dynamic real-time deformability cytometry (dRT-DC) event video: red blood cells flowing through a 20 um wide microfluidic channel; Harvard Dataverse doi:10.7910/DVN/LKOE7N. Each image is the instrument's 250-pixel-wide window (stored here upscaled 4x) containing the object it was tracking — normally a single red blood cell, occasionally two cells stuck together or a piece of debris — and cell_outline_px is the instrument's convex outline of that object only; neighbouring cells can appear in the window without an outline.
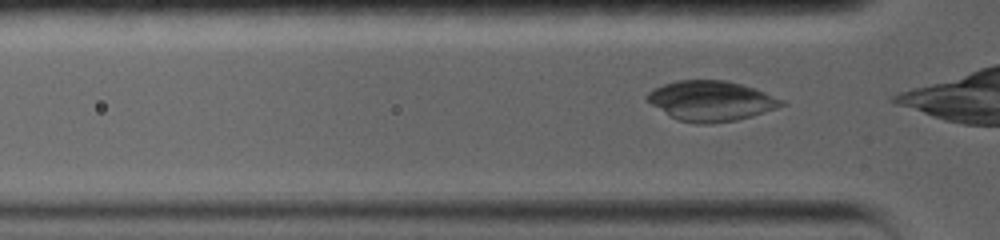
{"species": "common noctule bat (a hibernating species)", "species_latin": "Nyctalus noctula", "temperature_condition": "warm", "stored_images_in_passage": 22, "camera_frame_rate_fps": 5000, "um_per_image_px": 0.085, "animal": {"sex": "female", "body_mass_g": 19.0, "forearm_length_mm": 56.7}, "frame": {"image": 1, "passage_image": 3, "time_ms": 0.4, "image_size_px": [1000, 240], "cell_outline_px": [[784, 104], [776, 108], [752, 116], [736, 120], [708, 124], [696, 124], [676, 120], [652, 104], [644, 96], [648, 92], [664, 84], [676, 80], [728, 80], [764, 92], [784, 100]], "centroid_in_image_um": [60.41, 8.58], "position_along_channel_um": 65.4, "area_um2": 31.15}}
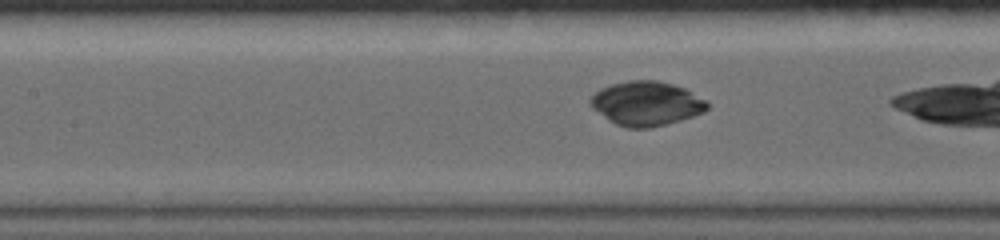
{"frame": {"image": 2, "passage_image": 13, "time_ms": 2.8, "image_size_px": [1000, 240], "cell_outline_px": [[708, 108], [704, 112], [680, 120], [648, 128], [628, 128], [616, 124], [608, 120], [592, 108], [588, 104], [588, 100], [600, 88], [612, 84], [628, 80], [656, 80], [672, 84], [684, 88], [708, 100]], "centroid_in_image_um": [54.92, 8.79], "position_along_channel_um": 152.5, "area_um2": 30.17}}
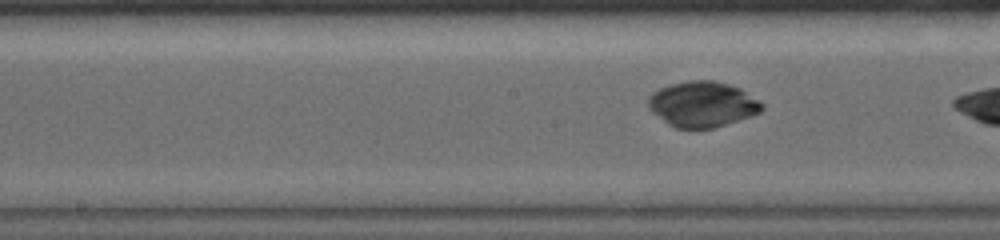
{"frame": {"image": 3, "passage_image": 18, "time_ms": 3.8, "image_size_px": [1000, 240], "cell_outline_px": [[764, 108], [760, 112], [752, 116], [712, 128], [676, 128], [668, 124], [652, 112], [648, 108], [648, 96], [652, 92], [660, 88], [672, 84], [688, 80], [712, 80], [728, 84], [740, 88], [760, 100], [764, 104]], "centroid_in_image_um": [59.71, 8.85], "position_along_channel_um": 188.5, "area_um2": 30.23}}